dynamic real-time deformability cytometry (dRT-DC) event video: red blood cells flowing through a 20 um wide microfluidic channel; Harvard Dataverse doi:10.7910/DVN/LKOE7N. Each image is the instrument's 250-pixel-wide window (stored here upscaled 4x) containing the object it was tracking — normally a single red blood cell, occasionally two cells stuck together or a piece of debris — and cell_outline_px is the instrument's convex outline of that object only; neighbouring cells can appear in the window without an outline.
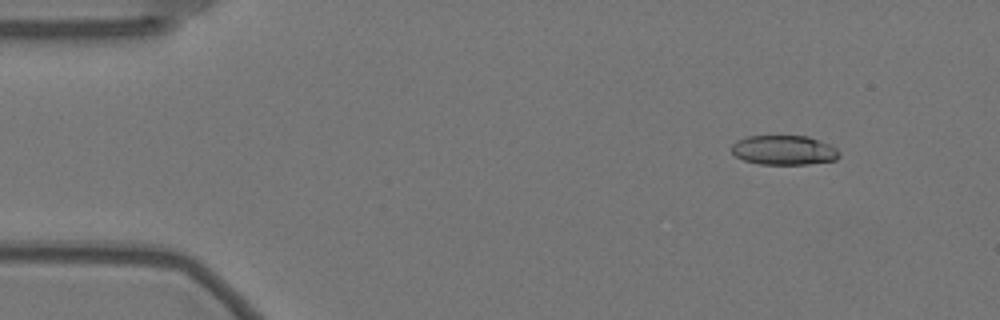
{"species": "Egyptian fruit bat (a non-hibernating species)", "species_latin": "Rousettus aegyptiacus", "temperature_condition": "warm", "stored_images_in_passage": 57, "camera_frame_rate_fps": 3000, "um_per_image_px": 0.085, "animal": {"sex": "female"}, "frame": {"image": 1, "passage_image": 6, "time_ms": 1.667, "image_size_px": [1000, 320], "cell_outline_px": [[840, 156], [836, 160], [808, 164], [760, 164], [744, 160], [736, 156], [732, 152], [732, 144], [736, 140], [748, 136], [808, 136], [832, 144], [840, 152]], "centroid_in_image_um": [66.67, 12.75], "position_along_channel_um": 18.3, "area_um2": 18.67}}
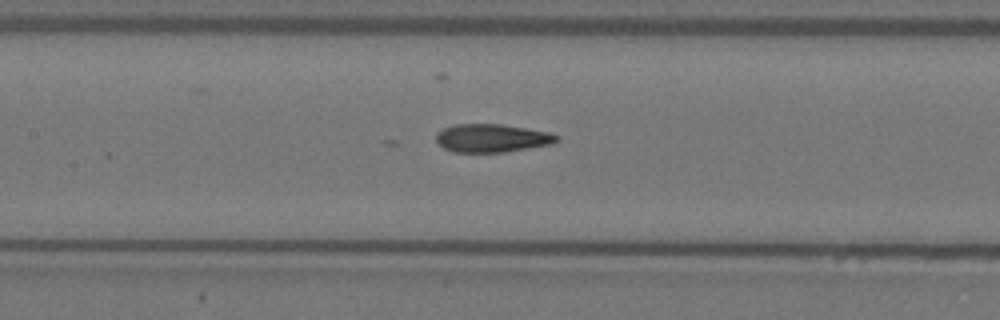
{"frame": {"image": 2, "passage_image": 26, "time_ms": 8.333, "image_size_px": [1000, 320], "cell_outline_px": [[560, 140], [552, 144], [504, 152], [452, 152], [444, 148], [436, 140], [436, 132], [452, 124], [500, 124], [552, 132], [560, 136]], "centroid_in_image_um": [41.84, 11.73], "position_along_channel_um": 165.6, "area_um2": 20.0}}
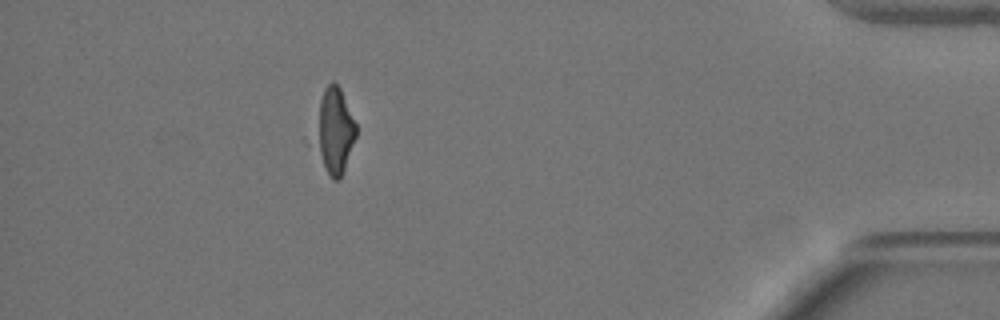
{"frame": {"image": 3, "passage_image": 51, "time_ms": 16.667, "image_size_px": [1000, 320], "cell_outline_px": [[356, 136], [340, 180], [332, 180], [300, 140], [300, 136], [324, 88], [332, 80], [340, 88], [356, 124]], "centroid_in_image_um": [28.09, 11.19], "position_along_channel_um": 407.1, "area_um2": 24.28}}